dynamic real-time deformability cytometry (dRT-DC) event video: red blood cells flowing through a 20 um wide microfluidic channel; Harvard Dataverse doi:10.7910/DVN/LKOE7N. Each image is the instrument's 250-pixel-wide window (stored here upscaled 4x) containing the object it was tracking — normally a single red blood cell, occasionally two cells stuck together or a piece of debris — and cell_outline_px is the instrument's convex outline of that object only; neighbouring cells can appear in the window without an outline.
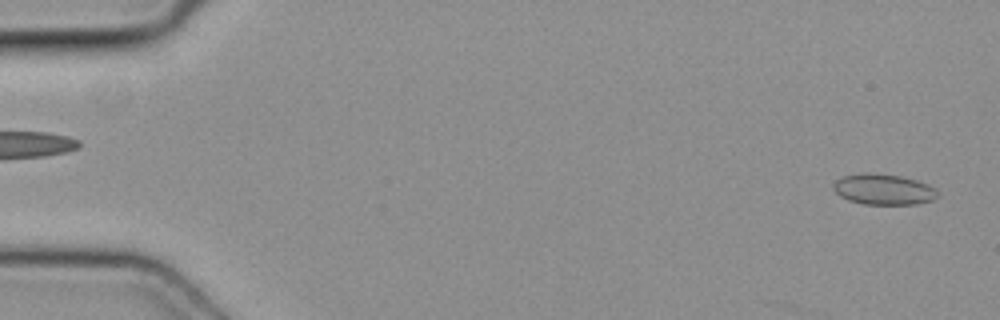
{"species": "common noctule bat (a hibernating species)", "species_latin": "Nyctalus noctula", "temperature_condition": "cold", "stored_images_in_passage": 50, "camera_frame_rate_fps": 3000, "um_per_image_px": 0.085, "animal": {"sex": "female", "body_mass_g": 19.3, "forearm_length_mm": 54.1}, "frame": {"image": 1, "passage_image": 2, "time_ms": 0.333, "image_size_px": [1000, 320], "cell_outline_px": [[936, 196], [932, 200], [916, 204], [864, 204], [848, 200], [840, 196], [832, 188], [832, 184], [836, 180], [844, 176], [868, 172], [900, 176], [916, 180], [928, 184], [936, 188]], "centroid_in_image_um": [75.07, 16.09], "position_along_channel_um": 9.9, "area_um2": 18.55}}
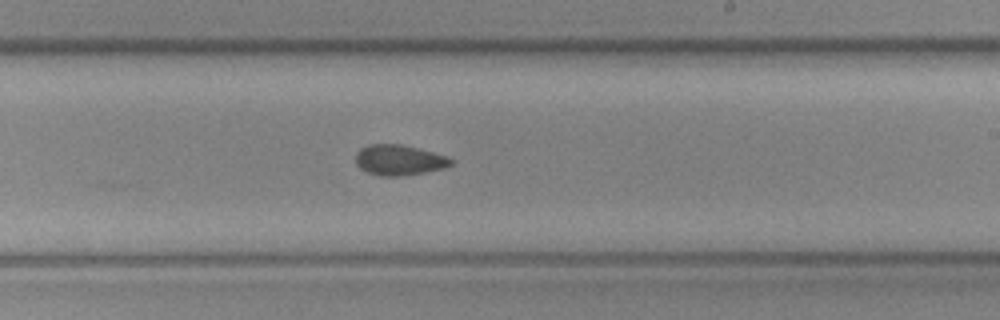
{"frame": {"image": 2, "passage_image": 30, "time_ms": 9.667, "image_size_px": [1000, 320], "cell_outline_px": [[452, 164], [444, 168], [424, 172], [400, 176], [380, 176], [368, 172], [360, 168], [356, 164], [356, 152], [360, 148], [368, 144], [400, 144], [432, 152], [444, 156], [452, 160]], "centroid_in_image_um": [33.87, 13.6], "position_along_channel_um": 255.1, "area_um2": 16.7}}
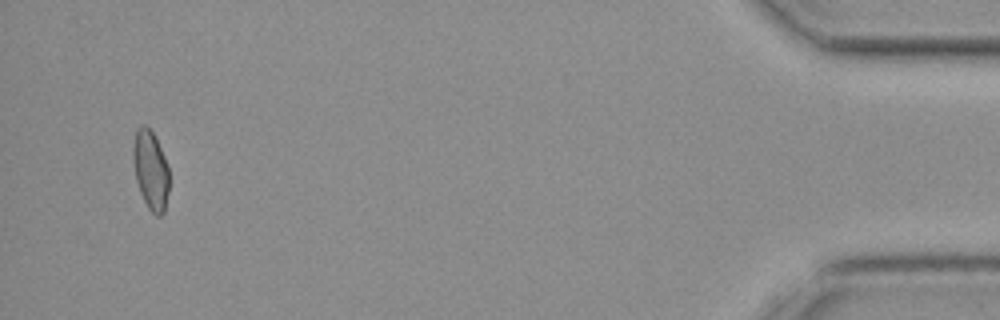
{"frame": {"image": 3, "passage_image": 48, "time_ms": 15.667, "image_size_px": [1000, 320], "cell_outline_px": [[168, 192], [164, 212], [160, 216], [156, 216], [148, 208], [140, 192], [136, 180], [132, 160], [132, 148], [136, 128], [140, 124], [144, 124], [152, 132], [168, 164]], "centroid_in_image_um": [12.78, 14.44], "position_along_channel_um": 422.4, "area_um2": 16.65}}